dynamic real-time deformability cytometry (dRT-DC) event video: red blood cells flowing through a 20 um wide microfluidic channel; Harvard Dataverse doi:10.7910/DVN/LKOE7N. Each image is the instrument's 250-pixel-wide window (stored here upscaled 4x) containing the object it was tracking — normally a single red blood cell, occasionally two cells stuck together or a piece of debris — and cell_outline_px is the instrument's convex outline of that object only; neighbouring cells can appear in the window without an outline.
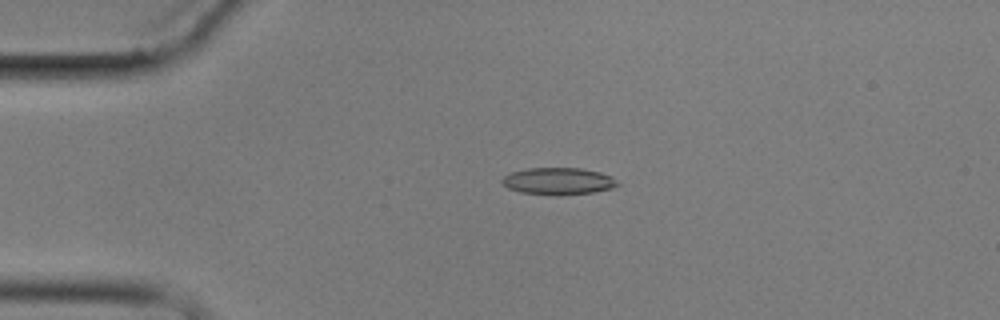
{"species": "common noctule bat (a hibernating species)", "species_latin": "Nyctalus noctula", "temperature_condition": "cold", "stored_images_in_passage": 5, "camera_frame_rate_fps": 3000, "um_per_image_px": 0.085, "animal": {"sex": "male", "body_mass_g": 17.9}, "frame": {"image": 1, "passage_image": 5, "time_ms": 5.667, "image_size_px": [1000, 320], "cell_outline_px": [[620, 184], [612, 188], [592, 192], [556, 196], [520, 192], [508, 188], [500, 180], [504, 176], [512, 172], [528, 168], [580, 168], [600, 172], [612, 176]], "centroid_in_image_um": [47.46, 15.4], "position_along_channel_um": 37.5, "area_um2": 18.21}}